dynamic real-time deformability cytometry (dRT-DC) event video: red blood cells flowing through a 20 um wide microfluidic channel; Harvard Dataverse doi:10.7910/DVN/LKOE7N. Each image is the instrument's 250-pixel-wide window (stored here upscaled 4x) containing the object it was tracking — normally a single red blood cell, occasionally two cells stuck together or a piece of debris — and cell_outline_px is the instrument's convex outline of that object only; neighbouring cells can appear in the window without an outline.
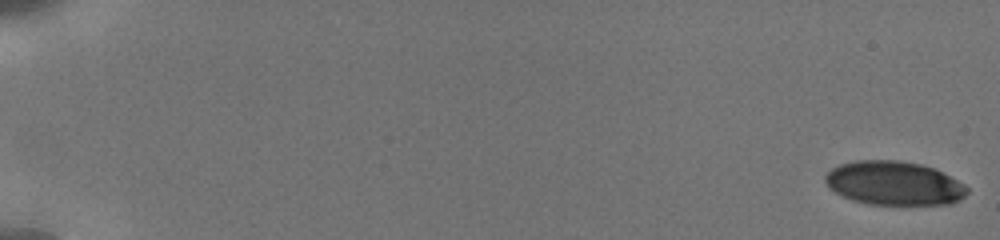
{"species": "human", "species_latin": "Homo sapiens", "temperature_condition": "cold", "stored_images_in_passage": 18, "camera_frame_rate_fps": 3000, "um_per_image_px": 0.085, "donor": {"sex": "male"}, "frame": {"image": 1, "passage_image": 1, "time_ms": 0.0, "image_size_px": [1000, 240], "cell_outline_px": [[968, 192], [960, 200], [952, 204], [868, 204], [852, 200], [836, 192], [824, 180], [824, 176], [832, 168], [840, 164], [856, 160], [900, 160], [920, 164], [932, 168], [964, 184], [968, 188]], "centroid_in_image_um": [75.99, 15.57], "position_along_channel_um": 9.0, "area_um2": 35.95}}
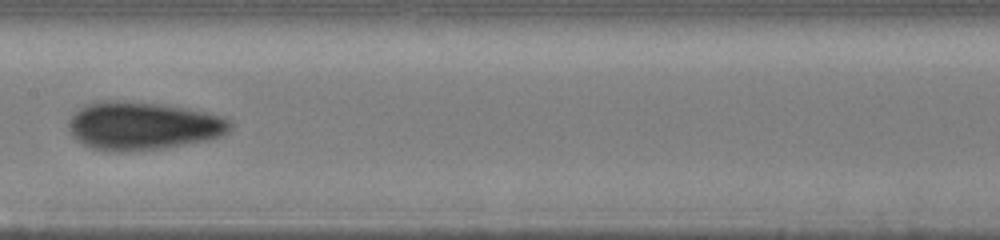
{"frame": {"image": 2, "passage_image": 11, "time_ms": 10.0, "image_size_px": [1000, 240], "cell_outline_px": [[232, 128], [224, 136], [208, 140], [164, 148], [128, 152], [116, 152], [92, 148], [76, 140], [68, 132], [68, 120], [72, 112], [84, 104], [96, 100], [124, 100], [160, 104], [188, 108], [220, 116], [232, 120]], "centroid_in_image_um": [12.1, 10.69], "position_along_channel_um": 195.3, "area_um2": 46.18}}
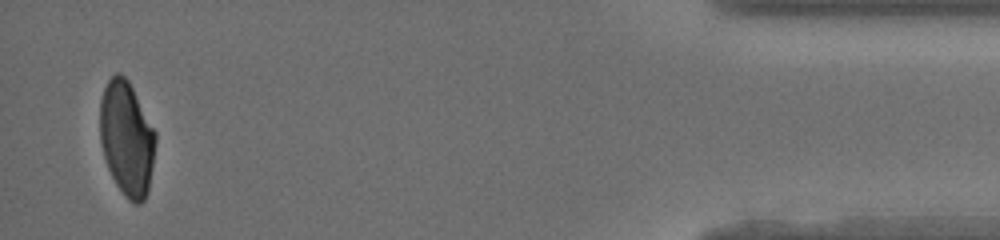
{"frame": {"image": 3, "passage_image": 18, "time_ms": 17.667, "image_size_px": [1000, 240], "cell_outline_px": [[156, 144], [148, 192], [144, 200], [140, 204], [136, 204], [128, 200], [124, 196], [116, 184], [108, 168], [104, 156], [100, 140], [100, 100], [104, 88], [108, 80], [116, 72], [120, 72], [128, 80], [156, 132]], "centroid_in_image_um": [10.77, 11.78], "position_along_channel_um": 424.4, "area_um2": 37.17}, "authors_computed_cell_mechanics": {"area_um2": 40.4311, "velocity_mm_per_s": 3.8646, "shape_relaxation_time_tau1_ms": 3.7272, "shape_relaxation_time_tau2_ms": 2.3825, "deformation_change_tau1": 0.1259, "deformation_change_tau2": 0.044}}